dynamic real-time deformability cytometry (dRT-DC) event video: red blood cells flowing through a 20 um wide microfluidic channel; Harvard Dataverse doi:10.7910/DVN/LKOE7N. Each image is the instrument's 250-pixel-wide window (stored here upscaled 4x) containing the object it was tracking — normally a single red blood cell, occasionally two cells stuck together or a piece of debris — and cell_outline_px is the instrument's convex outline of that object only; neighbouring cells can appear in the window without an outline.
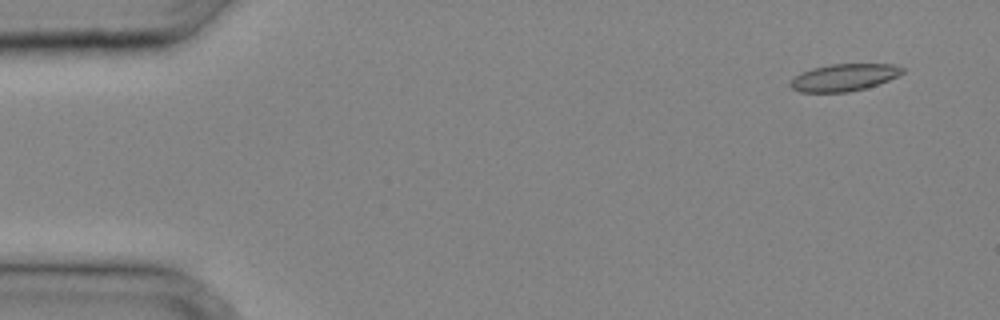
{"species": "common noctule bat (a hibernating species)", "species_latin": "Nyctalus noctula", "temperature_condition": "cold", "stored_images_in_passage": 10, "camera_frame_rate_fps": 3000, "um_per_image_px": 0.085, "animal": {"sex": "male", "body_mass_g": 20.4}, "frame": {"image": 1, "passage_image": 2, "time_ms": 0.333, "image_size_px": [1000, 320], "cell_outline_px": [[904, 72], [888, 80], [864, 88], [848, 92], [800, 92], [792, 88], [788, 84], [796, 76], [812, 68], [832, 64], [892, 64], [904, 68]], "centroid_in_image_um": [71.73, 6.58], "position_along_channel_um": 13.3, "area_um2": 17.4}}